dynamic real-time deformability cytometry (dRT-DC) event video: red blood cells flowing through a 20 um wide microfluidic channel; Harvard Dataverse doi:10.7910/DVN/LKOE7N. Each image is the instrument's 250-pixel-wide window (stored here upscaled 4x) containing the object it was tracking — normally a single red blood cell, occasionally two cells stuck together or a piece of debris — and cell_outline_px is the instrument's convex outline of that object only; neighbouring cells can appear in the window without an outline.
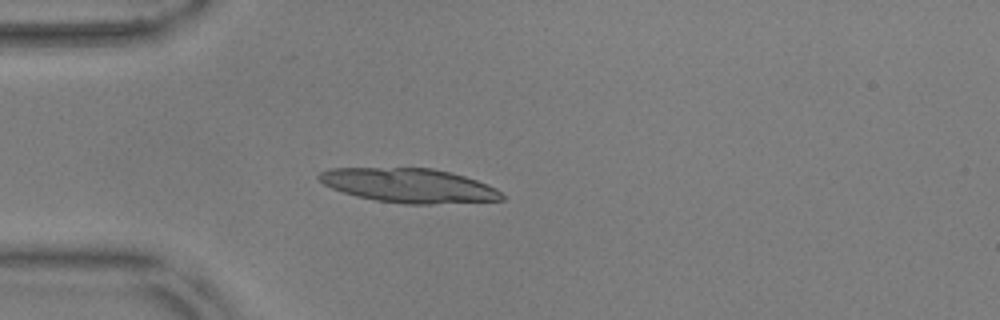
{"species": "common noctule bat (a hibernating species)", "species_latin": "Nyctalus noctula", "temperature_condition": "warm", "stored_images_in_passage": 16, "camera_frame_rate_fps": 3000, "um_per_image_px": 0.085, "animal": {"sex": "male", "body_mass_g": 17.9, "forearm_length_mm": 54.2}, "frame": {"image": 1, "passage_image": 14, "time_ms": 4.333, "image_size_px": [1000, 320], "cell_outline_px": [[504, 200], [432, 204], [404, 204], [376, 200], [356, 196], [332, 188], [324, 184], [316, 176], [320, 172], [328, 168], [432, 168], [464, 176], [488, 184], [496, 188], [504, 196]], "centroid_in_image_um": [34.76, 15.77], "position_along_channel_um": 50.2, "area_um2": 36.36}}